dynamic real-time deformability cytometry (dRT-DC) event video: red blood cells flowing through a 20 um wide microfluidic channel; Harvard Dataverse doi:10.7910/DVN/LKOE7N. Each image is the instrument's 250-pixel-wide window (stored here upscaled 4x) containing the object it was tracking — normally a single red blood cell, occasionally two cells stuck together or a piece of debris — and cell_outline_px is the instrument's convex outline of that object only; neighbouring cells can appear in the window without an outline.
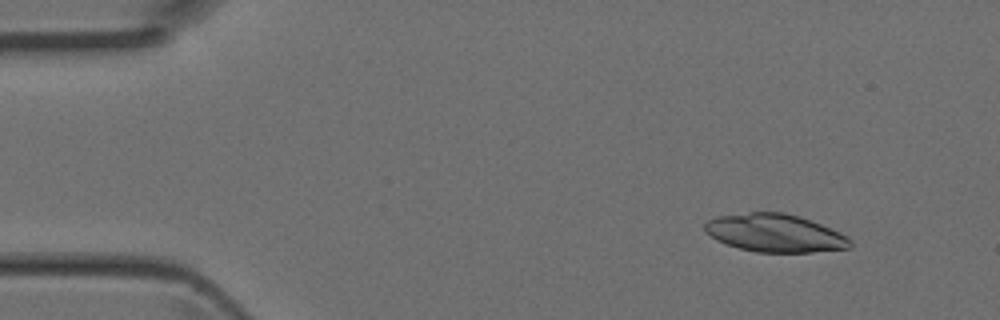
{"species": "Egyptian fruit bat (a non-hibernating species)", "species_latin": "Rousettus aegyptiacus", "temperature_condition": "room temperature", "stored_images_in_passage": 3, "camera_frame_rate_fps": 3000, "um_per_image_px": 0.085, "animal": {"sex": "female"}, "frame": {"image": 1, "passage_image": 1, "time_ms": 0.0, "image_size_px": [1000, 320], "cell_outline_px": [[852, 248], [812, 252], [756, 252], [740, 248], [716, 240], [704, 232], [704, 224], [708, 220], [716, 216], [748, 212], [784, 212], [800, 216], [840, 232], [848, 236], [852, 240]], "centroid_in_image_um": [65.88, 19.8], "position_along_channel_um": 19.1, "area_um2": 32.37}}